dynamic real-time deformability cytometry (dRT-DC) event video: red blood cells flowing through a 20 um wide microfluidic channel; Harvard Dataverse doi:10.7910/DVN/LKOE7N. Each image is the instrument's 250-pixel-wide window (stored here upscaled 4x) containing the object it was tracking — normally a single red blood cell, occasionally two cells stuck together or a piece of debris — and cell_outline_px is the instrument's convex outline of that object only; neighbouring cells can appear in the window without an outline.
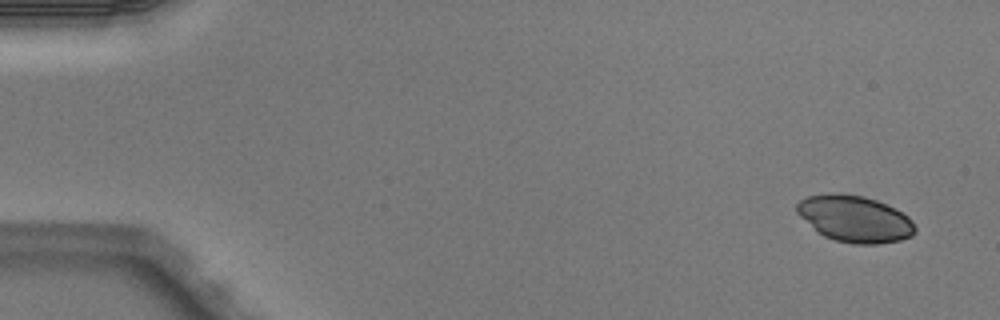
{"species": "Egyptian fruit bat (a non-hibernating species)", "species_latin": "Rousettus aegyptiacus", "temperature_condition": "warm", "stored_images_in_passage": 4, "camera_frame_rate_fps": 3000, "um_per_image_px": 0.085, "animal": {"sex": "male"}, "frame": {"image": 1, "passage_image": 1, "time_ms": 0.0, "image_size_px": [1000, 320], "cell_outline_px": [[916, 232], [912, 236], [900, 240], [880, 244], [852, 244], [836, 240], [824, 236], [800, 216], [796, 212], [796, 204], [800, 200], [808, 196], [828, 192], [864, 196], [876, 200], [908, 216], [912, 220], [916, 228]], "centroid_in_image_um": [72.66, 18.6], "position_along_channel_um": 12.3, "area_um2": 31.91}}
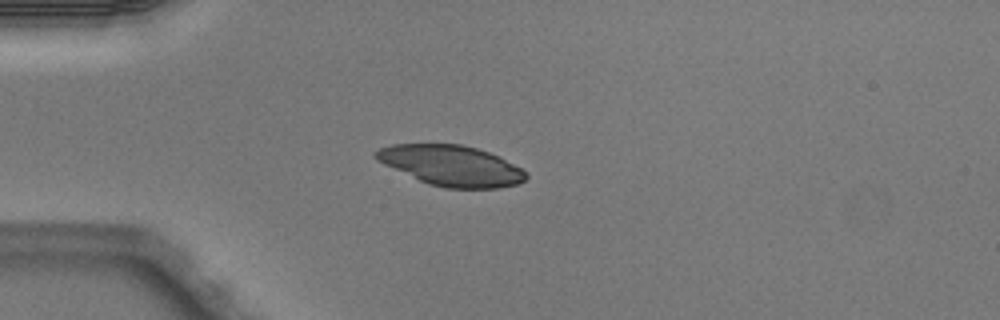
{"frame": {"image": 2, "passage_image": 4, "time_ms": 1.0, "image_size_px": [1000, 320], "cell_outline_px": [[528, 176], [524, 180], [516, 184], [496, 188], [444, 188], [428, 184], [384, 164], [376, 160], [372, 156], [372, 152], [380, 148], [392, 144], [460, 144], [476, 148], [500, 156], [520, 168]], "centroid_in_image_um": [38.32, 14.07], "position_along_channel_um": 46.7, "area_um2": 35.26}}